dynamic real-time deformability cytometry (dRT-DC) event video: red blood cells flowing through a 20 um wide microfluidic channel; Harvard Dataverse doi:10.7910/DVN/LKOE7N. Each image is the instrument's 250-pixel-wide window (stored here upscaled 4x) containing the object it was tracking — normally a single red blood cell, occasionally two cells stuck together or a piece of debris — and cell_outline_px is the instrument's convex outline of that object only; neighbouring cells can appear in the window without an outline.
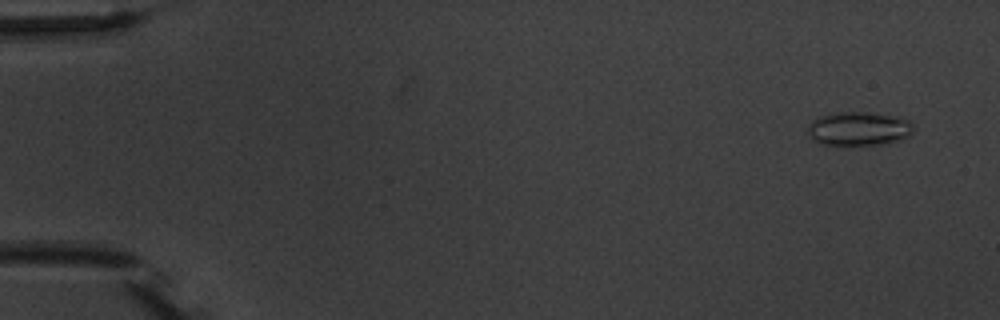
{"species": "common noctule bat (a hibernating species)", "species_latin": "Nyctalus noctula", "temperature_condition": "warm", "stored_images_in_passage": 4, "camera_frame_rate_fps": 3000, "um_per_image_px": 0.085, "animal": {"sex": "male", "body_mass_g": 20.1, "forearm_length_mm": 53.5}, "frame": {"image": 1, "passage_image": 1, "time_ms": 0.0, "image_size_px": [1000, 320], "cell_outline_px": [[912, 132], [908, 136], [900, 140], [888, 144], [840, 148], [820, 144], [812, 140], [808, 136], [808, 128], [812, 120], [820, 116], [840, 112], [868, 112], [892, 116], [908, 120], [912, 124]], "centroid_in_image_um": [72.94, 11.01], "position_along_channel_um": 12.1, "area_um2": 21.62}}